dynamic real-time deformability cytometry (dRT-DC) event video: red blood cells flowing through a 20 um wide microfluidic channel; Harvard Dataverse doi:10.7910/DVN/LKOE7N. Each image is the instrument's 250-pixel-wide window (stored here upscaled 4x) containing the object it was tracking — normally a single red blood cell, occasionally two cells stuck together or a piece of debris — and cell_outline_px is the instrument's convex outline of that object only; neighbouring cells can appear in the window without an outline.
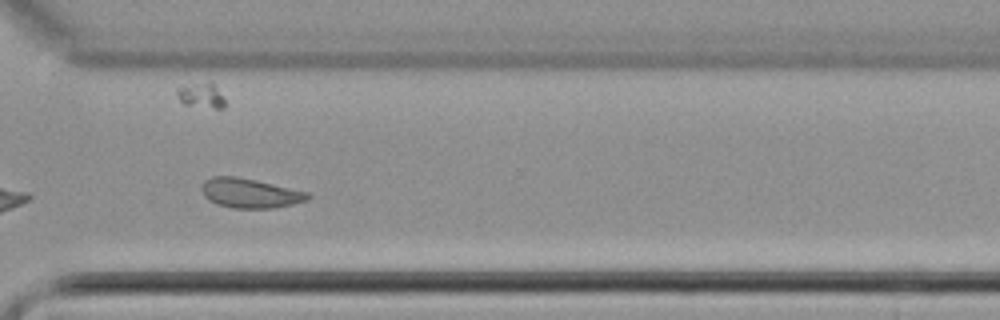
{"species": "common noctule bat (a hibernating species)", "species_latin": "Nyctalus noctula", "temperature_condition": "cold", "stored_images_in_passage": 48, "camera_frame_rate_fps": 3000, "um_per_image_px": 0.085, "animal": {"sex": "female", "body_mass_g": 22.7, "forearm_length_mm": 54.2}, "frame": {"image": 1, "passage_image": 35, "time_ms": 11.333, "image_size_px": [1000, 320], "cell_outline_px": [[312, 196], [308, 200], [292, 204], [272, 208], [232, 208], [216, 204], [208, 200], [204, 196], [200, 188], [204, 180], [212, 176], [236, 176], [256, 180], [308, 192]], "centroid_in_image_um": [21.22, 16.41], "position_along_channel_um": 349.4, "area_um2": 18.38}}